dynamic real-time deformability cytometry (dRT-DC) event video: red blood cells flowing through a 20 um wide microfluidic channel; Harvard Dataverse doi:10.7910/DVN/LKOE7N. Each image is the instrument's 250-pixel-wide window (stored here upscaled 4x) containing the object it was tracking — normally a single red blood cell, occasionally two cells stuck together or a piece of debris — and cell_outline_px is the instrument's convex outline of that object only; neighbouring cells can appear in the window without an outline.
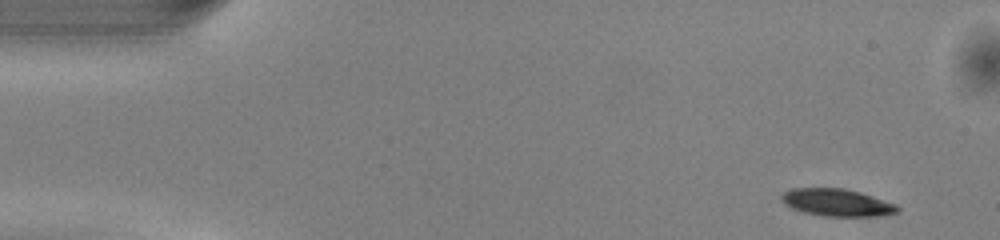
{"species": "common noctule bat (a hibernating species)", "species_latin": "Nyctalus noctula", "temperature_condition": "warm", "stored_images_in_passage": 12, "camera_frame_rate_fps": 3000, "um_per_image_px": 0.085, "animal": {"sex": "male", "body_mass_g": 13.0, "forearm_length_mm": 53.1}, "frame": {"image": 1, "passage_image": 1, "time_ms": 0.0, "image_size_px": [1000, 240], "cell_outline_px": [[900, 208], [896, 212], [880, 216], [824, 216], [804, 212], [792, 208], [784, 204], [780, 200], [780, 196], [784, 192], [792, 188], [844, 188], [860, 192], [896, 204]], "centroid_in_image_um": [71.11, 17.21], "position_along_channel_um": 13.9, "area_um2": 18.44}}